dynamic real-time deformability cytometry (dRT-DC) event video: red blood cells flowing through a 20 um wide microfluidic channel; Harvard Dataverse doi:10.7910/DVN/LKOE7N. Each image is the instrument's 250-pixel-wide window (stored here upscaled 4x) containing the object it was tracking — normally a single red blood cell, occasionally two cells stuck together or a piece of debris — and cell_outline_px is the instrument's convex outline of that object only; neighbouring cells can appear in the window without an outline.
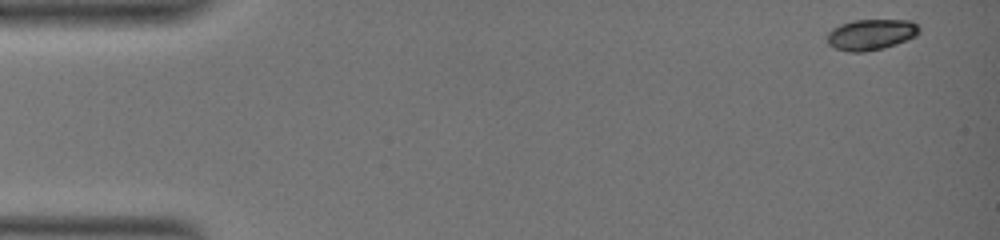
{"species": "common noctule bat (a hibernating species)", "species_latin": "Nyctalus noctula", "temperature_condition": "warm", "stored_images_in_passage": 4, "camera_frame_rate_fps": 3000, "um_per_image_px": 0.085, "animal": {"sex": "female", "body_mass_g": 19.0, "forearm_length_mm": 51.5}, "frame": {"image": 1, "passage_image": 1, "time_ms": 0.0, "image_size_px": [1000, 240], "cell_outline_px": [[920, 32], [916, 36], [896, 44], [884, 48], [864, 52], [848, 52], [836, 48], [828, 44], [828, 32], [832, 28], [840, 24], [852, 20], [912, 20], [920, 28]], "centroid_in_image_um": [74.04, 2.93], "position_along_channel_um": 11.0, "area_um2": 16.65}}